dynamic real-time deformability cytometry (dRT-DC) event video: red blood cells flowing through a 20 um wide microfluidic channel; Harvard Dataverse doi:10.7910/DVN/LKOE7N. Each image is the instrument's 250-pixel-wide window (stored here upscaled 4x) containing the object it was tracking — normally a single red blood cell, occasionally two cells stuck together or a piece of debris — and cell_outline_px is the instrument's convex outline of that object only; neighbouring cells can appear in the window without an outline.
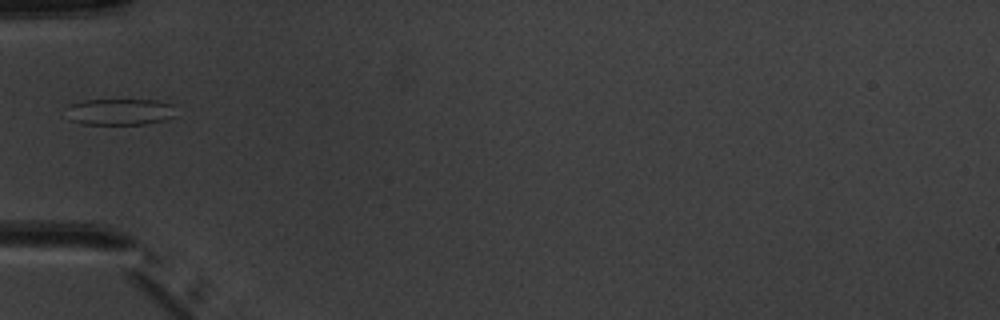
{"species": "common noctule bat (a hibernating species)", "species_latin": "Nyctalus noctula", "temperature_condition": "warm", "stored_images_in_passage": 6, "camera_frame_rate_fps": 3000, "um_per_image_px": 0.085, "animal": {"sex": "male", "body_mass_g": 20.1, "forearm_length_mm": 53.5}, "frame": {"image": 1, "passage_image": 5, "time_ms": 5.667, "image_size_px": [1000, 320], "cell_outline_px": [[176, 116], [168, 120], [144, 124], [80, 124], [72, 120], [64, 108], [68, 104], [84, 100], [156, 100], [172, 104]], "centroid_in_image_um": [10.19, 9.5], "position_along_channel_um": 74.8, "area_um2": 17.11}}
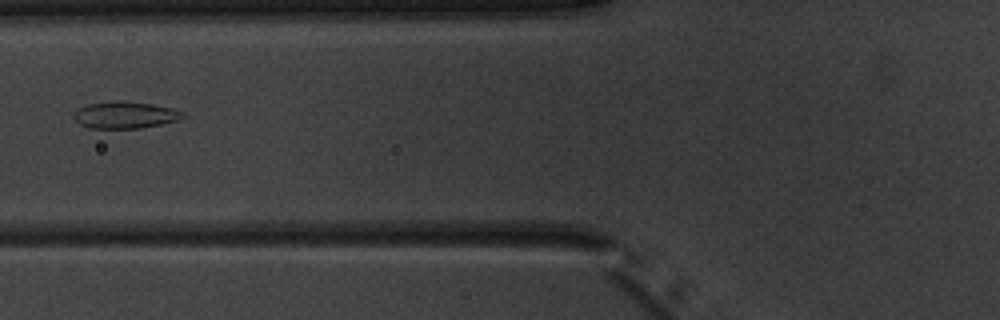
{"frame": {"image": 2, "passage_image": 6, "time_ms": 6.667, "image_size_px": [1000, 320], "cell_outline_px": [[184, 116], [180, 120], [140, 128], [88, 128], [80, 124], [72, 116], [80, 108], [88, 104], [116, 100], [124, 100], [152, 104], [172, 108], [184, 112]], "centroid_in_image_um": [10.65, 9.76], "position_along_channel_um": 115.2, "area_um2": 17.05}}